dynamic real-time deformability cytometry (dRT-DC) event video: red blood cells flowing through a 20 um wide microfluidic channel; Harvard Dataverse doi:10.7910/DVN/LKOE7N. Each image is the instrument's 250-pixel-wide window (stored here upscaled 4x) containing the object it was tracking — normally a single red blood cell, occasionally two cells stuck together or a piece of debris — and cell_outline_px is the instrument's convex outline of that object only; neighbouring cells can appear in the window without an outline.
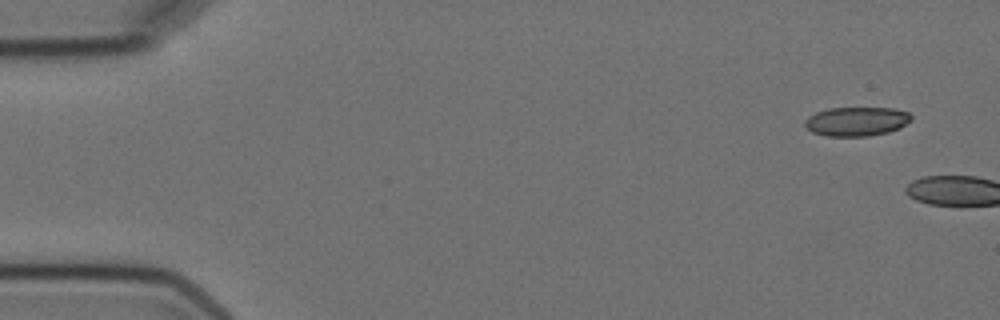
{"species": "Egyptian fruit bat (a non-hibernating species)", "species_latin": "Rousettus aegyptiacus", "temperature_condition": "cold", "stored_images_in_passage": 2, "camera_frame_rate_fps": 3000, "um_per_image_px": 0.085, "animal": {"sex": "female"}, "frame": {"image": 1, "passage_image": 1, "time_ms": 0.0, "image_size_px": [1000, 320], "cell_outline_px": [[912, 120], [900, 128], [888, 132], [868, 136], [828, 136], [812, 132], [804, 124], [804, 120], [808, 116], [816, 112], [828, 108], [892, 108], [908, 112], [912, 116]], "centroid_in_image_um": [72.81, 10.32], "position_along_channel_um": 12.2, "area_um2": 18.09}}